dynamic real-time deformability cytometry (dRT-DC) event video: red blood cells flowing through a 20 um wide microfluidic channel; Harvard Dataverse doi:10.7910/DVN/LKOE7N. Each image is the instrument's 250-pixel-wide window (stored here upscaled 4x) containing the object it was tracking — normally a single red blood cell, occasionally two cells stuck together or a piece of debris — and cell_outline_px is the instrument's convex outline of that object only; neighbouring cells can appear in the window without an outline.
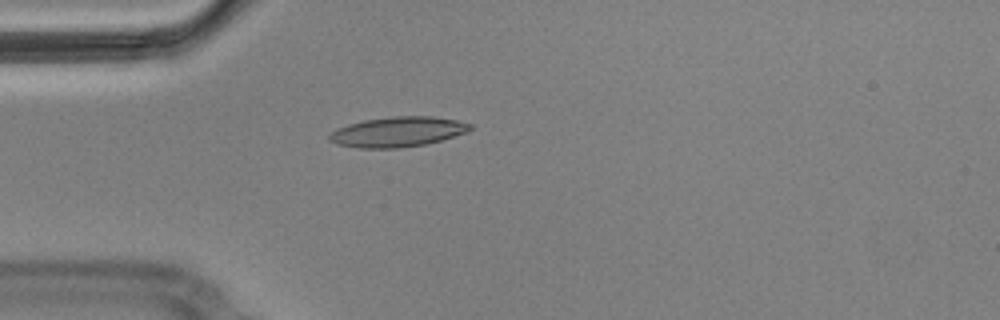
{"species": "Egyptian fruit bat (a non-hibernating species)", "species_latin": "Rousettus aegyptiacus", "temperature_condition": "cold", "stored_images_in_passage": 1, "camera_frame_rate_fps": 3000, "um_per_image_px": 0.085, "animal": {"sex": "male"}, "frame": {"image": 1, "passage_image": 1, "time_ms": 0.0, "image_size_px": [1000, 320], "cell_outline_px": [[472, 128], [468, 132], [440, 140], [424, 144], [400, 148], [360, 148], [336, 144], [328, 140], [328, 136], [332, 132], [348, 124], [364, 120], [392, 116], [432, 116], [456, 120], [472, 124]], "centroid_in_image_um": [33.81, 11.2], "position_along_channel_um": 51.2, "area_um2": 24.57}}